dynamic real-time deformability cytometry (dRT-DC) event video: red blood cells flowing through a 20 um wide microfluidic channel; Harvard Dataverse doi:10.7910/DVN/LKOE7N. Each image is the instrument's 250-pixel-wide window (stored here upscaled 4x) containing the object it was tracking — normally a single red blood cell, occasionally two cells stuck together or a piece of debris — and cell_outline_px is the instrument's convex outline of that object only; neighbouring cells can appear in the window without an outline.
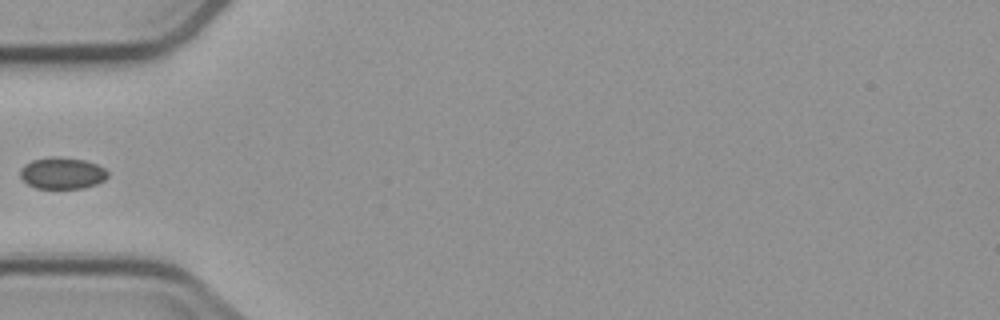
{"species": "common noctule bat (a hibernating species)", "species_latin": "Nyctalus noctula", "temperature_condition": "cold", "stored_images_in_passage": 6, "camera_frame_rate_fps": 3000, "um_per_image_px": 0.085, "animal": {"sex": "male", "body_mass_g": 23.1, "forearm_length_mm": 52.7}, "frame": {"image": 1, "passage_image": 6, "time_ms": 5.667, "image_size_px": [1000, 320], "cell_outline_px": [[108, 176], [104, 180], [96, 184], [84, 188], [36, 188], [28, 184], [20, 176], [20, 168], [24, 164], [32, 160], [56, 156], [84, 160], [96, 164], [104, 168], [108, 172]], "centroid_in_image_um": [5.28, 14.72], "position_along_channel_um": 79.7, "area_um2": 16.07}}